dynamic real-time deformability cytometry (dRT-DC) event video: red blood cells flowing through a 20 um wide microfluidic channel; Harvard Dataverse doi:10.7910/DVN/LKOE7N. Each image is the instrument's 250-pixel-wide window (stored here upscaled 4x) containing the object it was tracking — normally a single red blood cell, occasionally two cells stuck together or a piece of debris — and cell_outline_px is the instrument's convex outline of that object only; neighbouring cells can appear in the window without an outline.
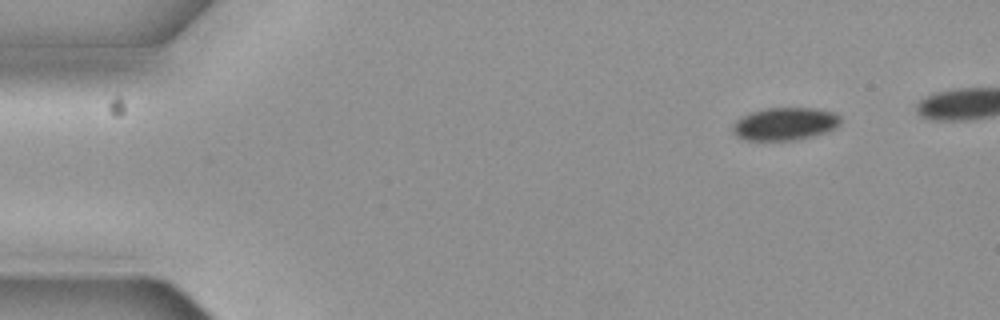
{"species": "common noctule bat (a hibernating species)", "species_latin": "Nyctalus noctula", "temperature_condition": "cold", "stored_images_in_passage": 6, "camera_frame_rate_fps": 3000, "um_per_image_px": 0.085, "animal": {"sex": "female", "body_mass_g": 19.3, "forearm_length_mm": 54.1}, "frame": {"image": 1, "passage_image": 1, "time_ms": 0.0, "image_size_px": [1000, 320], "cell_outline_px": [[840, 124], [828, 132], [792, 140], [744, 140], [736, 136], [732, 132], [732, 124], [736, 120], [752, 112], [764, 108], [816, 108], [832, 112], [840, 116]], "centroid_in_image_um": [66.69, 10.53], "position_along_channel_um": 18.3, "area_um2": 20.52}}
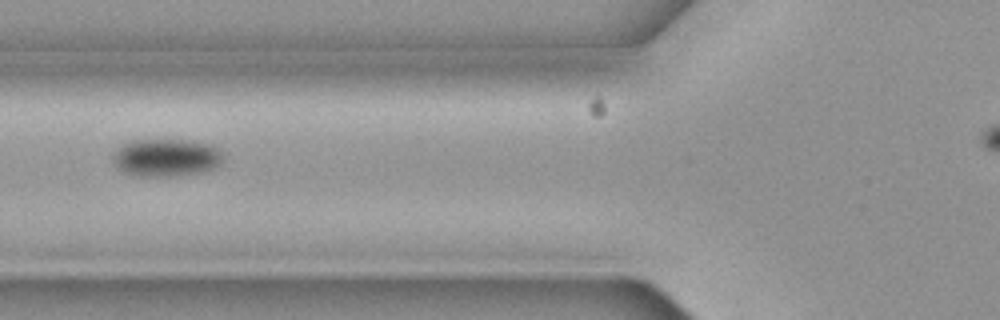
{"frame": {"image": 2, "passage_image": 5, "time_ms": 1.333, "image_size_px": [1000, 320], "cell_outline_px": [[224, 160], [216, 168], [204, 172], [176, 176], [136, 176], [124, 172], [116, 168], [112, 164], [112, 152], [124, 144], [132, 140], [192, 140], [208, 144], [224, 152]], "centroid_in_image_um": [14.13, 13.41], "position_along_channel_um": 111.7, "area_um2": 24.74}}